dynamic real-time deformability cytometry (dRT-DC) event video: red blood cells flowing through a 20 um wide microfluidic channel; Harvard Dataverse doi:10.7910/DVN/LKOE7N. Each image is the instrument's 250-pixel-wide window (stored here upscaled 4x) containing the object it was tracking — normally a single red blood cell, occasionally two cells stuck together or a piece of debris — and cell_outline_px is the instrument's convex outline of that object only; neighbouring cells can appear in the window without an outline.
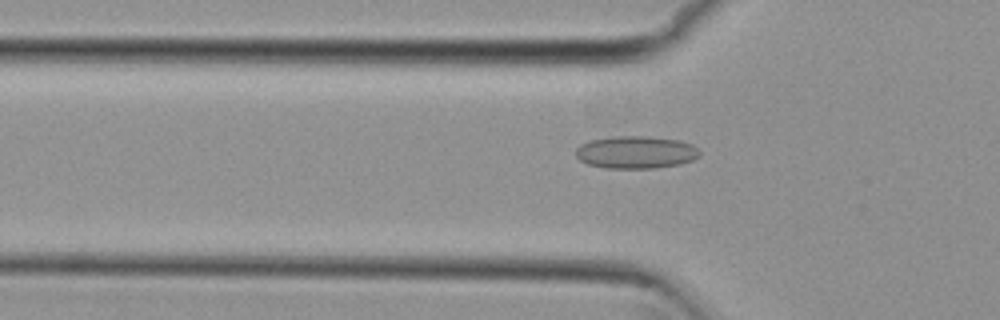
{"species": "common noctule bat (a hibernating species)", "species_latin": "Nyctalus noctula", "temperature_condition": "cold", "stored_images_in_passage": 53, "camera_frame_rate_fps": 3000, "um_per_image_px": 0.085, "animal": {"sex": "female", "body_mass_g": 29.2, "forearm_length_mm": 56.3}, "frame": {"image": 1, "passage_image": 17, "time_ms": 5.333, "image_size_px": [1000, 320], "cell_outline_px": [[700, 156], [692, 160], [680, 164], [656, 168], [604, 168], [588, 164], [580, 160], [576, 156], [576, 148], [580, 144], [592, 140], [612, 136], [648, 136], [680, 140], [692, 144], [700, 152]], "centroid_in_image_um": [54.06, 12.94], "position_along_channel_um": 71.7, "area_um2": 23.58}}
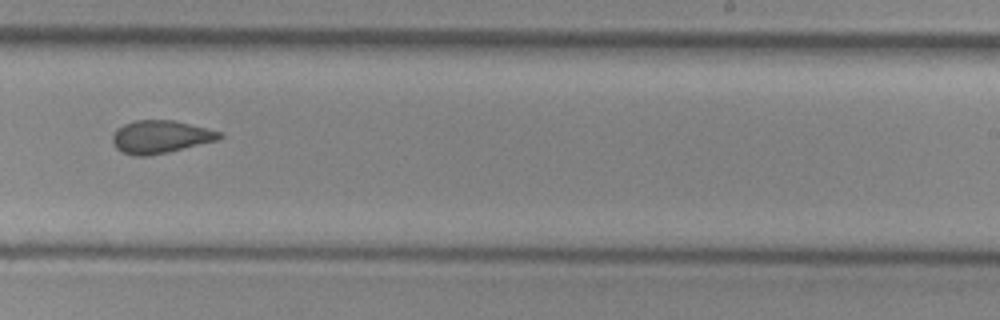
{"frame": {"image": 2, "passage_image": 33, "time_ms": 10.667, "image_size_px": [1000, 320], "cell_outline_px": [[224, 136], [220, 140], [168, 152], [148, 156], [132, 156], [116, 148], [112, 140], [112, 136], [116, 128], [124, 124], [136, 120], [172, 120], [220, 132]], "centroid_in_image_um": [13.62, 11.64], "position_along_channel_um": 275.4, "area_um2": 20.4}}
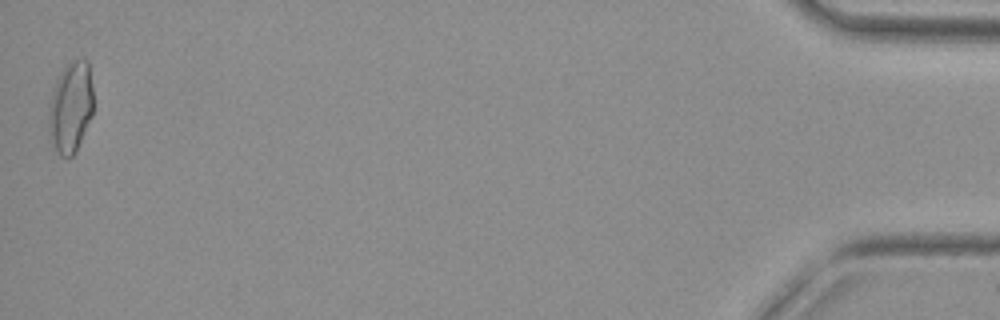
{"frame": {"image": 3, "passage_image": 53, "time_ms": 17.333, "image_size_px": [1000, 320], "cell_outline_px": [[92, 116], [76, 152], [72, 156], [60, 156], [56, 152], [52, 144], [48, 132], [48, 104], [56, 80], [60, 72], [68, 64], [76, 60], [88, 60], [92, 88]], "centroid_in_image_um": [5.98, 9.16], "position_along_channel_um": 429.2, "area_um2": 23.81}, "authors_computed_cell_mechanics": {"area_um2": 21.2704, "velocity_mm_per_s": 3.8149, "shape_relaxation_time_tau1_ms": null, "shape_relaxation_time_tau2_ms": 1.5751, "deformation_change_tau1": null, "deformation_change_tau2": 0.0904}}